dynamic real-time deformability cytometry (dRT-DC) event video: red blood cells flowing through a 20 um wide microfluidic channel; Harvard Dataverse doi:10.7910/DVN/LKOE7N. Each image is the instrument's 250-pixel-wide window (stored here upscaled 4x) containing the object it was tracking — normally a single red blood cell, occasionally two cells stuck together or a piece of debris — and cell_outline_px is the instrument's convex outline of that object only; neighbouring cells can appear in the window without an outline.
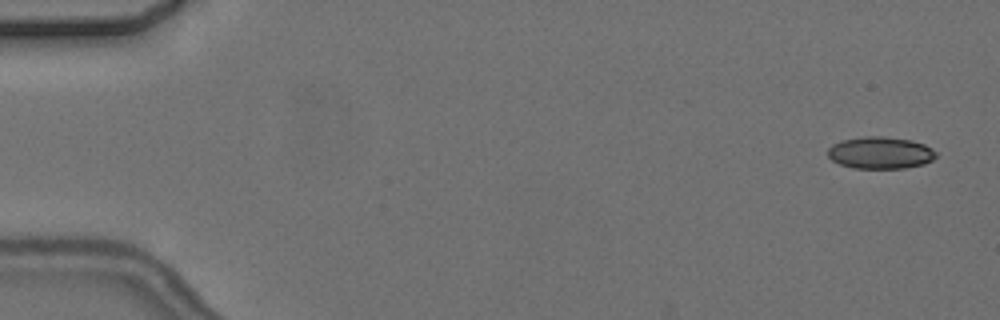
{"species": "common noctule bat (a hibernating species)", "species_latin": "Nyctalus noctula", "temperature_condition": "cold", "stored_images_in_passage": 6, "camera_frame_rate_fps": 3000, "um_per_image_px": 0.085, "animal": {"sex": "female", "body_mass_g": 24.6, "forearm_length_mm": 56.2}, "frame": {"image": 1, "passage_image": 1, "time_ms": 0.0, "image_size_px": [1000, 320], "cell_outline_px": [[936, 156], [932, 160], [924, 164], [904, 168], [852, 168], [840, 164], [832, 160], [828, 156], [828, 148], [832, 144], [840, 140], [864, 136], [884, 136], [912, 140], [924, 144], [932, 148], [936, 152]], "centroid_in_image_um": [74.82, 12.98], "position_along_channel_um": 10.2, "area_um2": 20.35}}
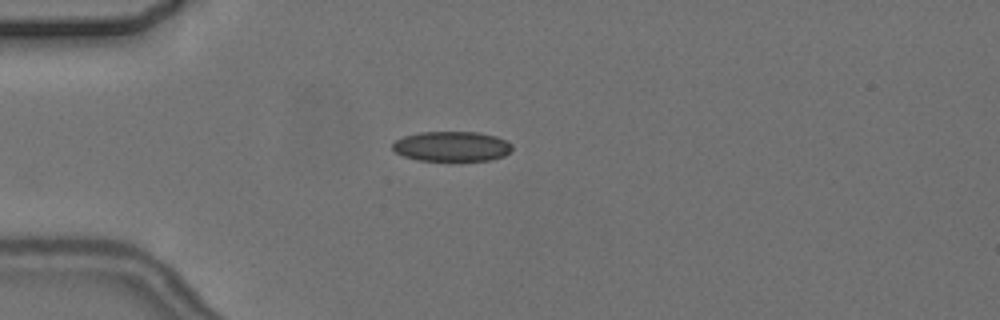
{"frame": {"image": 2, "passage_image": 4, "time_ms": 4.333, "image_size_px": [1000, 320], "cell_outline_px": [[512, 152], [504, 156], [492, 160], [460, 164], [416, 160], [404, 156], [396, 152], [392, 148], [392, 144], [396, 140], [404, 136], [420, 132], [476, 132], [496, 136], [512, 144]], "centroid_in_image_um": [38.43, 12.5], "position_along_channel_um": 46.6, "area_um2": 21.96}}
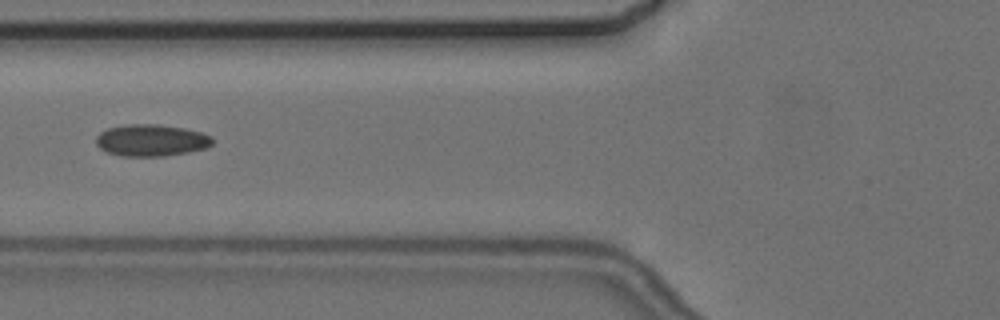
{"frame": {"image": 3, "passage_image": 6, "time_ms": 6.667, "image_size_px": [1000, 320], "cell_outline_px": [[212, 144], [208, 148], [188, 152], [164, 156], [124, 156], [108, 152], [100, 148], [96, 144], [96, 136], [100, 132], [108, 128], [132, 124], [156, 124], [184, 128], [200, 132], [212, 136]], "centroid_in_image_um": [12.87, 11.93], "position_along_channel_um": 112.9, "area_um2": 21.5}}